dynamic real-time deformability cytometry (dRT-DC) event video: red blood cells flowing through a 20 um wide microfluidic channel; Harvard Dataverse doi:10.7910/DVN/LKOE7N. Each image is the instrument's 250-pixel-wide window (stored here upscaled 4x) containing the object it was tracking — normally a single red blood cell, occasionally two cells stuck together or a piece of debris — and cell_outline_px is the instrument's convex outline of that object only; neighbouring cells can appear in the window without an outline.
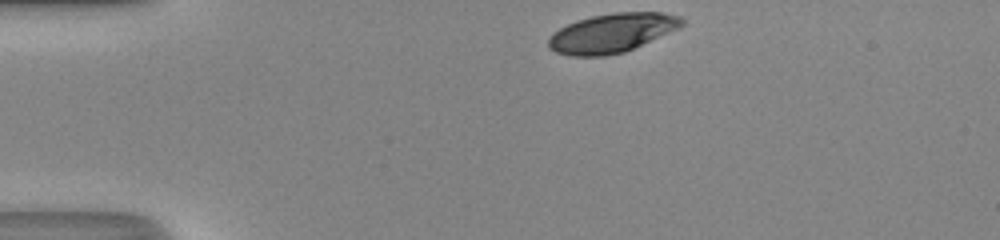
{"species": "human", "species_latin": "Homo sapiens", "temperature_condition": "room temperature", "stored_images_in_passage": 31, "camera_frame_rate_fps": 3000, "um_per_image_px": 0.085, "donor": {"sex": "male"}, "frame": {"image": 1, "passage_image": 1, "time_ms": 0.0, "image_size_px": [1000, 240], "cell_outline_px": [[684, 24], [680, 28], [624, 52], [604, 56], [568, 56], [556, 52], [548, 48], [548, 40], [552, 32], [576, 20], [592, 16], [616, 12], [664, 12], [680, 16], [684, 20]], "centroid_in_image_um": [52.01, 2.8], "position_along_channel_um": 33.0, "area_um2": 30.52}}
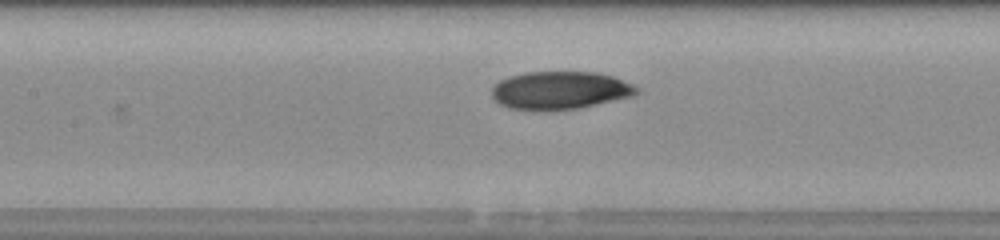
{"frame": {"image": 2, "passage_image": 14, "time_ms": 4.333, "image_size_px": [1000, 240], "cell_outline_px": [[640, 92], [636, 96], [580, 108], [536, 112], [508, 108], [500, 104], [492, 96], [492, 88], [500, 80], [508, 76], [528, 72], [596, 72], [612, 76], [632, 84], [640, 88]], "centroid_in_image_um": [47.62, 7.7], "position_along_channel_um": 159.8, "area_um2": 32.6}}
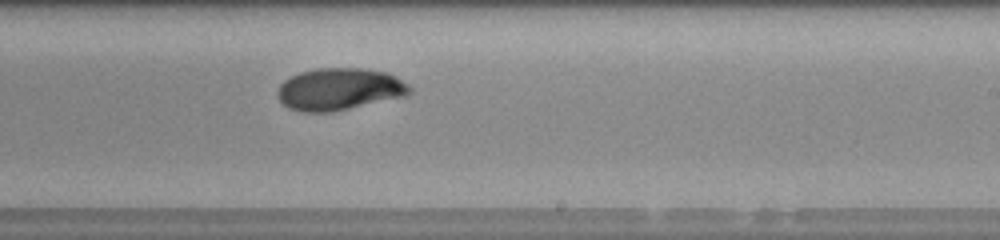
{"frame": {"image": 3, "passage_image": 21, "time_ms": 6.667, "image_size_px": [1000, 240], "cell_outline_px": [[412, 92], [408, 96], [332, 112], [300, 112], [288, 108], [280, 100], [276, 92], [280, 84], [284, 80], [300, 72], [316, 68], [360, 68], [384, 72], [396, 76], [408, 84], [412, 88]], "centroid_in_image_um": [28.86, 7.59], "position_along_channel_um": 260.1, "area_um2": 32.66}, "authors_computed_cell_mechanics": {"area_um2": 32.1946, "velocity_mm_per_s": 4.3176, "shape_relaxation_time_tau1_ms": 5.5635, "shape_relaxation_time_tau2_ms": 1.9859, "deformation_change_tau1": 0.1768, "deformation_change_tau2": 0.0343}}